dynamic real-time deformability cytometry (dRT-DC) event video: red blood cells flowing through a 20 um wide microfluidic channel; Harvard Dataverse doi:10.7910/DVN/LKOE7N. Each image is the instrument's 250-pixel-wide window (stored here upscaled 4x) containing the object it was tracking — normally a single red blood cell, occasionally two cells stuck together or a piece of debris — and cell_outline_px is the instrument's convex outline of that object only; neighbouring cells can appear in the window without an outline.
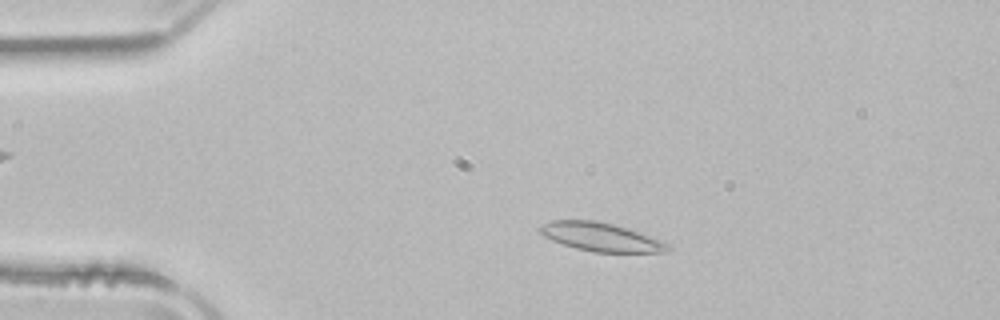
{"species": "common noctule bat (a hibernating species)", "species_latin": "Nyctalus noctula", "temperature_condition": "room temperature", "stored_images_in_passage": 50, "camera_frame_rate_fps": 3000, "um_per_image_px": 0.085, "animal": {"sex": "male", "body_mass_g": 21.5, "forearm_length_mm": 52.0}, "frame": {"image": 1, "passage_image": 9, "time_ms": 2.667, "image_size_px": [1000, 320], "cell_outline_px": [[672, 248], [664, 252], [592, 252], [576, 248], [552, 240], [544, 236], [536, 228], [552, 220], [592, 220], [612, 224], [628, 228], [660, 240], [668, 244]], "centroid_in_image_um": [51.06, 20.14], "position_along_channel_um": 33.9, "area_um2": 21.04}}
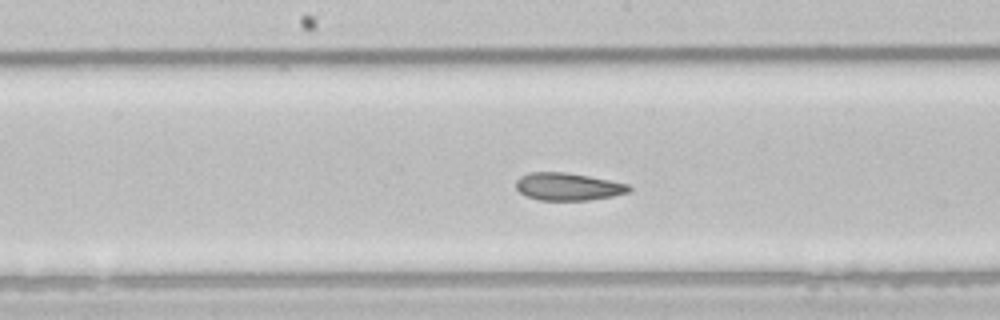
{"frame": {"image": 2, "passage_image": 25, "time_ms": 8.0, "image_size_px": [1000, 320], "cell_outline_px": [[632, 188], [628, 192], [612, 196], [588, 200], [540, 200], [528, 196], [520, 192], [516, 188], [516, 180], [520, 176], [528, 172], [564, 172], [588, 176], [628, 184]], "centroid_in_image_um": [48.25, 15.86], "position_along_channel_um": 199.9, "area_um2": 17.98}}
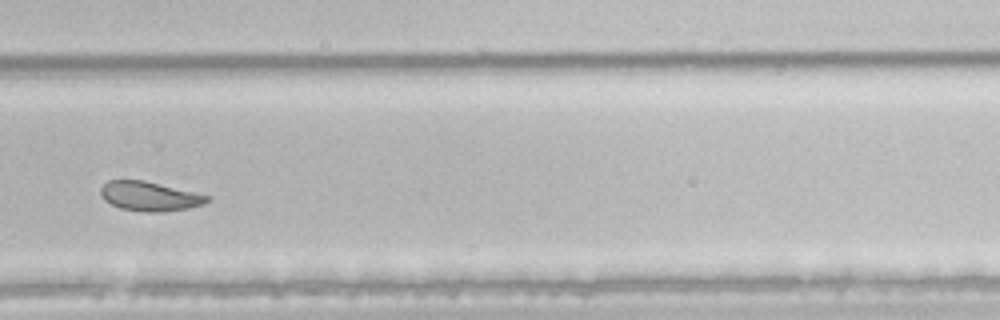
{"frame": {"image": 3, "passage_image": 34, "time_ms": 11.0, "image_size_px": [1000, 320], "cell_outline_px": [[208, 200], [204, 204], [188, 208], [160, 212], [148, 212], [120, 208], [104, 200], [100, 192], [100, 188], [108, 180], [144, 180], [208, 196]], "centroid_in_image_um": [12.66, 16.68], "position_along_channel_um": 317.1, "area_um2": 17.86}, "authors_computed_cell_mechanics": {"area_um2": 20.6635, "velocity_mm_per_s": 3.9296, "shape_relaxation_time_tau1_ms": null, "shape_relaxation_time_tau2_ms": 2.6443, "deformation_change_tau1": null, "deformation_change_tau2": 0.0784}}